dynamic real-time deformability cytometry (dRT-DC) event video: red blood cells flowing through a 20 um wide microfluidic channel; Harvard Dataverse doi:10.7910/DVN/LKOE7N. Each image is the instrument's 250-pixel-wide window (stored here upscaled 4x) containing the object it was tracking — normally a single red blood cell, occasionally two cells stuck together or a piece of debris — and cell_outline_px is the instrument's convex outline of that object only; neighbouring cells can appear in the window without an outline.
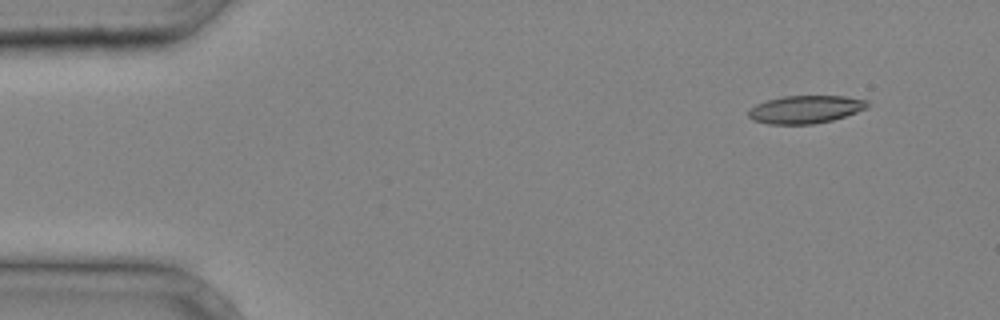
{"species": "common noctule bat (a hibernating species)", "species_latin": "Nyctalus noctula", "temperature_condition": "cold", "stored_images_in_passage": 4, "segment_of_instrument_passage": [1, 2], "camera_frame_rate_fps": 3000, "um_per_image_px": 0.085, "animal": {"sex": "male", "body_mass_g": 20.4}, "frame": {"image": 1, "passage_image": 1, "time_ms": 0.0, "image_size_px": [1000, 320], "cell_outline_px": [[872, 104], [868, 108], [832, 120], [812, 124], [768, 124], [752, 120], [748, 116], [748, 108], [756, 104], [768, 100], [784, 96], [844, 96], [868, 100]], "centroid_in_image_um": [68.47, 9.29], "position_along_channel_um": 16.5, "area_um2": 19.42}}
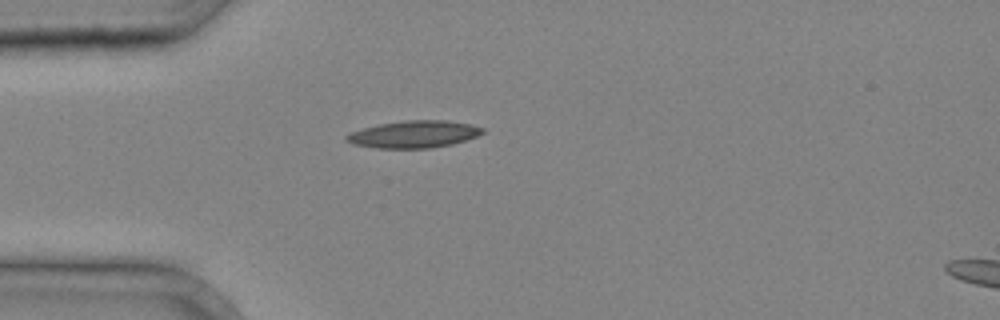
{"frame": {"image": 2, "passage_image": 3, "time_ms": 0.667, "image_size_px": [1000, 320], "cell_outline_px": [[484, 132], [476, 136], [452, 144], [432, 148], [376, 148], [352, 144], [344, 140], [344, 136], [352, 132], [364, 128], [380, 124], [404, 120], [448, 120], [472, 124], [484, 128]], "centroid_in_image_um": [35.18, 11.41], "position_along_channel_um": 49.8, "area_um2": 21.56}}